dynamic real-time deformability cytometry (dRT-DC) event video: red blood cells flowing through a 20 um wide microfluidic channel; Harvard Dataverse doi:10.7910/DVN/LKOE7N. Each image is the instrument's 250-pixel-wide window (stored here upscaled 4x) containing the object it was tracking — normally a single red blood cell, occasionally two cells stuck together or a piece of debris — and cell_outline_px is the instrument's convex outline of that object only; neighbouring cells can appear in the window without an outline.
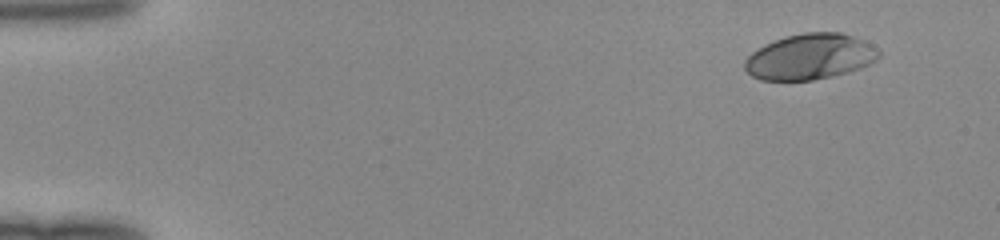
{"species": "human", "species_latin": "Homo sapiens", "temperature_condition": "room temperature", "stored_images_in_passage": 46, "camera_frame_rate_fps": 3000, "um_per_image_px": 0.085, "donor": {"sex": "female"}, "frame": {"image": 1, "passage_image": 1, "time_ms": 0.0, "image_size_px": [1000, 240], "cell_outline_px": [[880, 56], [876, 60], [860, 68], [848, 72], [832, 76], [812, 80], [760, 80], [752, 76], [744, 68], [744, 60], [756, 48], [772, 40], [784, 36], [804, 32], [840, 32], [864, 40], [872, 44], [880, 52]], "centroid_in_image_um": [68.83, 4.81], "position_along_channel_um": 16.2, "area_um2": 35.95}}
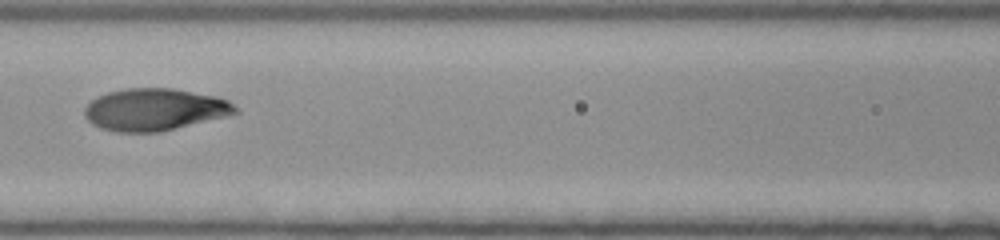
{"frame": {"image": 2, "passage_image": 20, "time_ms": 6.333, "image_size_px": [1000, 240], "cell_outline_px": [[240, 112], [160, 132], [116, 132], [100, 128], [92, 124], [84, 116], [84, 108], [96, 96], [108, 92], [124, 88], [172, 88], [216, 96], [228, 100]], "centroid_in_image_um": [13.09, 9.3], "position_along_channel_um": 153.5, "area_um2": 36.88}}
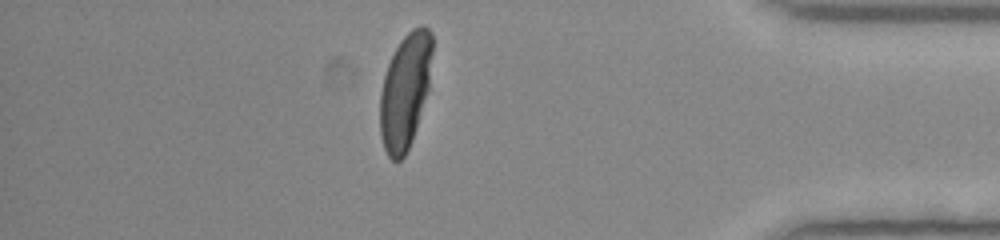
{"frame": {"image": 3, "passage_image": 40, "time_ms": 13.0, "image_size_px": [1000, 240], "cell_outline_px": [[432, 52], [428, 88], [412, 140], [404, 156], [400, 160], [392, 160], [388, 156], [384, 148], [380, 136], [380, 92], [384, 76], [388, 64], [400, 40], [412, 28], [420, 24], [424, 24], [432, 32]], "centroid_in_image_um": [34.43, 7.7], "position_along_channel_um": 400.8, "area_um2": 34.91}}